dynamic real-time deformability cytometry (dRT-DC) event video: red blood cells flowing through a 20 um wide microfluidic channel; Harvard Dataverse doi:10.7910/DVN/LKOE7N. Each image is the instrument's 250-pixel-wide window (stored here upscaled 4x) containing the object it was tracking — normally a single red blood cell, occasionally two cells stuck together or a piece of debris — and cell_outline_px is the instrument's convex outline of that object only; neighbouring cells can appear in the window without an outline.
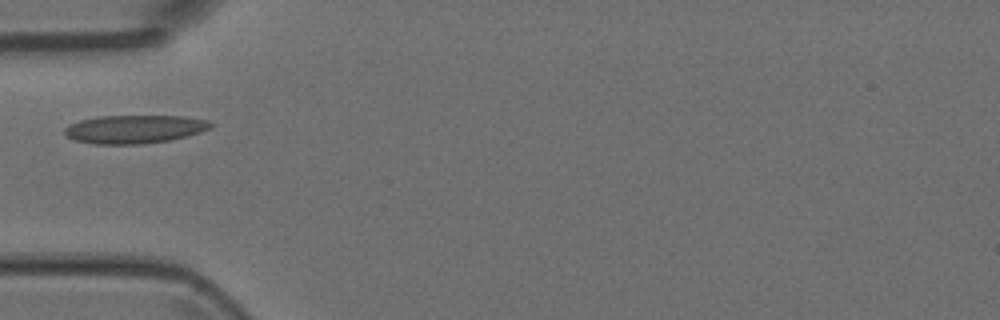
{"species": "Egyptian fruit bat (a non-hibernating species)", "species_latin": "Rousettus aegyptiacus", "temperature_condition": "room temperature", "stored_images_in_passage": 1, "camera_frame_rate_fps": 3000, "um_per_image_px": 0.085, "animal": {"sex": "female"}, "frame": {"image": 1, "passage_image": 1, "time_ms": 0.0, "image_size_px": [1000, 320], "cell_outline_px": [[212, 128], [188, 136], [168, 140], [140, 144], [96, 144], [76, 140], [68, 136], [64, 132], [64, 128], [68, 124], [80, 120], [96, 116], [184, 116], [208, 120], [212, 124]], "centroid_in_image_um": [11.44, 10.97], "position_along_channel_um": 73.6, "area_um2": 24.1}}